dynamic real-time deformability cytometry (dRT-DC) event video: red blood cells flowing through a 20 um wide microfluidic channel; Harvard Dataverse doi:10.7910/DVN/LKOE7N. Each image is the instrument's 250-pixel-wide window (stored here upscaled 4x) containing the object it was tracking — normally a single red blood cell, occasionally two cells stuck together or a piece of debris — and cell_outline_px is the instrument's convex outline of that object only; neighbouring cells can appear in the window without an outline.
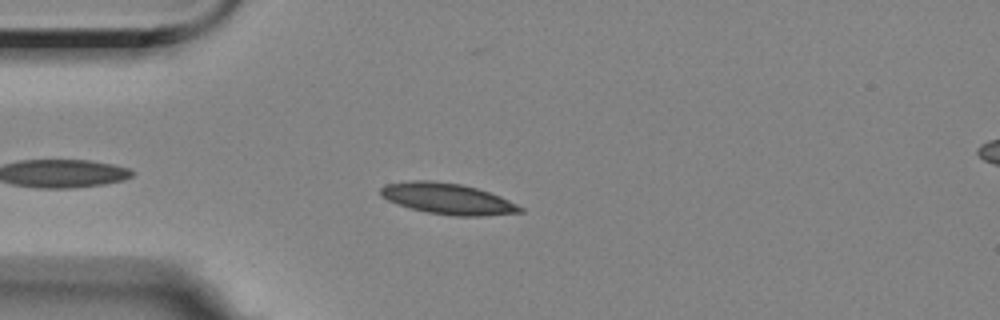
{"species": "Egyptian fruit bat (a non-hibernating species)", "species_latin": "Rousettus aegyptiacus", "temperature_condition": "room temperature", "stored_images_in_passage": 45, "camera_frame_rate_fps": 3000, "um_per_image_px": 0.085, "animal": {"sex": "female"}, "frame": {"image": 1, "passage_image": 6, "time_ms": 1.667, "image_size_px": [1000, 320], "cell_outline_px": [[524, 212], [480, 216], [452, 216], [428, 212], [412, 208], [388, 200], [380, 196], [380, 188], [384, 184], [412, 180], [428, 180], [460, 184], [476, 188], [500, 196], [524, 208]], "centroid_in_image_um": [38.04, 16.89], "position_along_channel_um": 47.0, "area_um2": 25.03}}
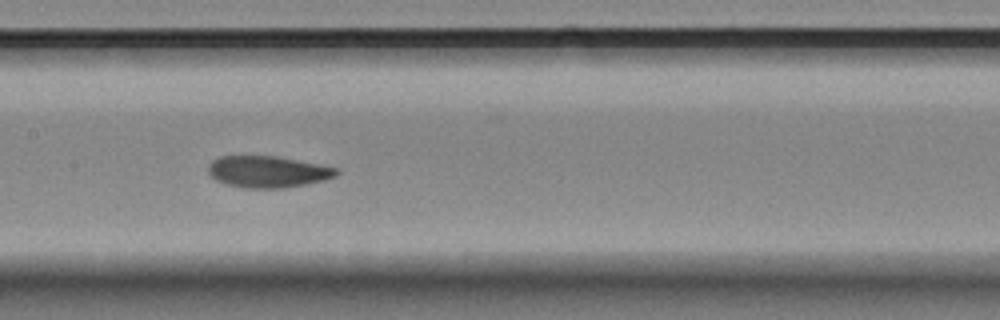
{"frame": {"image": 2, "passage_image": 19, "time_ms": 6.0, "image_size_px": [1000, 320], "cell_outline_px": [[340, 172], [336, 176], [324, 180], [284, 188], [244, 188], [228, 184], [216, 180], [208, 172], [208, 164], [212, 160], [220, 156], [276, 156], [340, 168]], "centroid_in_image_um": [22.77, 14.59], "position_along_channel_um": 184.6, "area_um2": 23.58}}
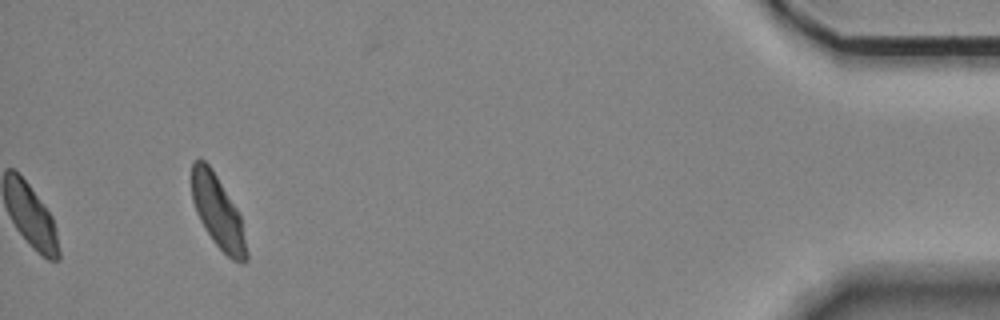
{"frame": {"image": 3, "passage_image": 45, "time_ms": 14.667, "image_size_px": [1000, 320], "cell_outline_px": [[248, 260], [244, 264], [232, 260], [212, 240], [204, 228], [196, 212], [192, 200], [192, 160], [204, 160], [212, 168], [240, 216], [248, 252]], "centroid_in_image_um": [18.51, 18.05], "position_along_channel_um": 416.7, "area_um2": 22.89}, "authors_computed_cell_mechanics": {"area_um2": 22.8888, "velocity_mm_per_s": 3.4908, "shape_relaxation_time_tau1_ms": null, "shape_relaxation_time_tau2_ms": 2.5215, "deformation_change_tau1": null, "deformation_change_tau2": 0.0662}}